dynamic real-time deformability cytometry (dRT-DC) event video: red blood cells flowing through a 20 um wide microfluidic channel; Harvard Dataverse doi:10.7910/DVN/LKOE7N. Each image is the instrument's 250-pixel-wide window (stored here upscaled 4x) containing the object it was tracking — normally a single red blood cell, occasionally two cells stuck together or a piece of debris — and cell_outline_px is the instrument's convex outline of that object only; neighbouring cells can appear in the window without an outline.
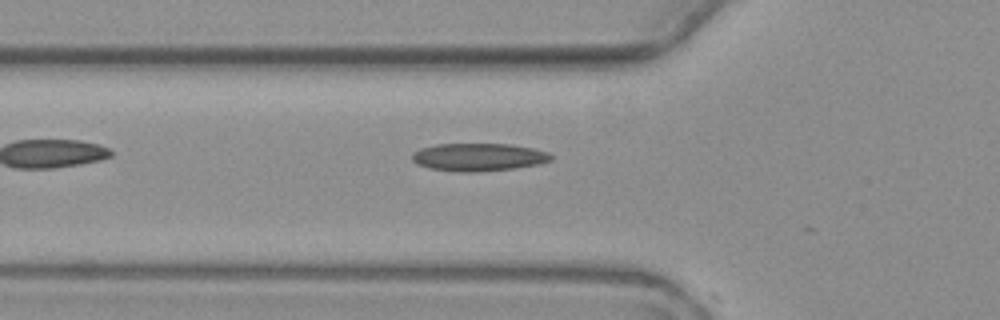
{"species": "common noctule bat (a hibernating species)", "species_latin": "Nyctalus noctula", "temperature_condition": "warm", "stored_images_in_passage": 5, "camera_frame_rate_fps": 3000, "um_per_image_px": 0.085, "animal": {"sex": "female", "body_mass_g": 19.3, "forearm_length_mm": 54.1}, "frame": {"image": 1, "passage_image": 5, "time_ms": 6.333, "image_size_px": [1000, 320], "cell_outline_px": [[552, 160], [540, 164], [512, 168], [476, 172], [456, 172], [428, 168], [416, 164], [412, 160], [412, 152], [420, 148], [436, 144], [512, 144], [532, 148], [548, 152], [552, 156]], "centroid_in_image_um": [40.64, 13.35], "position_along_channel_um": 85.2, "area_um2": 22.66}}